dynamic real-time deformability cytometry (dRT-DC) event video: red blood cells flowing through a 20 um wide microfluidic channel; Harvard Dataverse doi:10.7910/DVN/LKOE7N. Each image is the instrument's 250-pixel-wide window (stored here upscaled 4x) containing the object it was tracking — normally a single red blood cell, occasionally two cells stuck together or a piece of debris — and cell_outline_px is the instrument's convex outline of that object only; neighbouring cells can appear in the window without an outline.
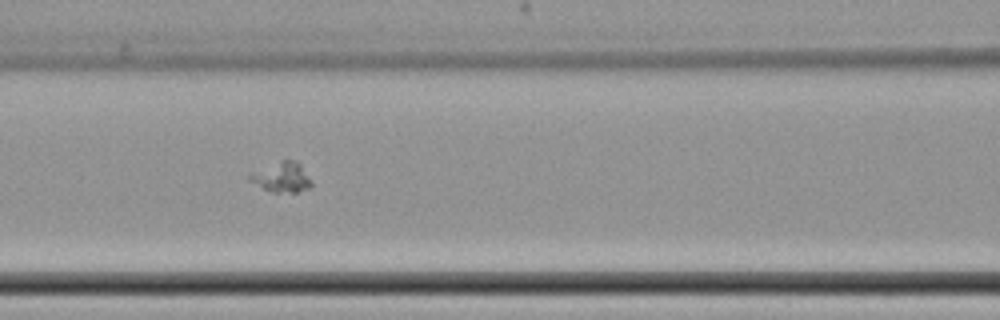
{"species": "common noctule bat (a hibernating species)", "species_latin": "Nyctalus noctula", "temperature_condition": "cold", "stored_images_in_passage": 45, "camera_frame_rate_fps": 3000, "um_per_image_px": 0.085, "animal": {"sex": "female", "body_mass_g": 22.7, "forearm_length_mm": 54.2}, "frame": {"image": 1, "passage_image": 12, "time_ms": 3.667, "image_size_px": [1000, 320], "cell_outline_px": [[312, 184], [308, 188], [296, 192], [272, 192], [248, 180], [248, 176], [252, 172], [284, 160], [296, 160], [300, 164], [312, 180]], "centroid_in_image_um": [23.98, 15.07], "position_along_channel_um": 142.6, "area_um2": 10.52}}
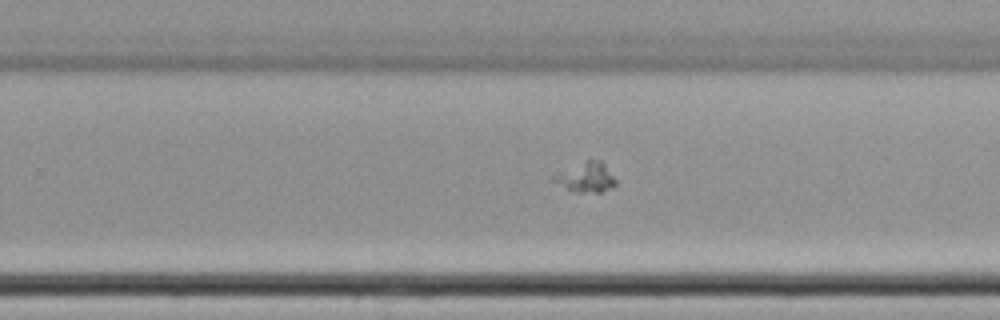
{"frame": {"image": 2, "passage_image": 24, "time_ms": 7.667, "image_size_px": [1000, 320], "cell_outline_px": [[616, 184], [612, 188], [600, 192], [576, 192], [552, 180], [552, 176], [588, 160], [600, 160], [604, 164], [616, 180]], "centroid_in_image_um": [49.87, 15.09], "position_along_channel_um": 279.9, "area_um2": 10.23}}
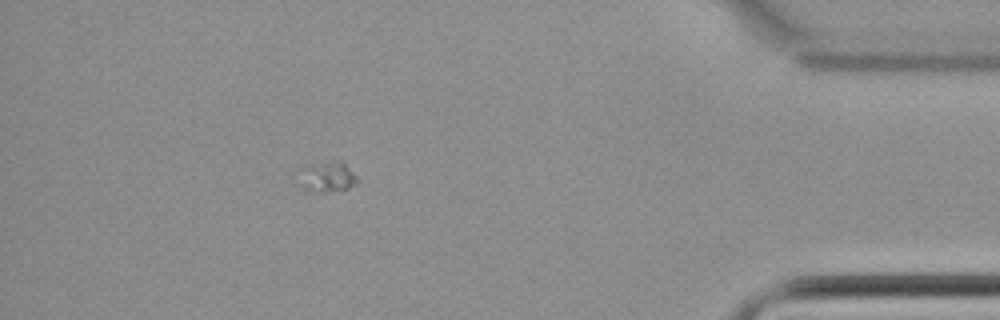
{"frame": {"image": 3, "passage_image": 39, "time_ms": 12.667, "image_size_px": [1000, 320], "cell_outline_px": [[360, 180], [356, 184], [344, 192], [320, 192], [308, 188], [300, 184], [300, 168], [332, 160], [344, 160]], "centroid_in_image_um": [27.94, 15.03], "position_along_channel_um": 407.3, "area_um2": 10.64}}